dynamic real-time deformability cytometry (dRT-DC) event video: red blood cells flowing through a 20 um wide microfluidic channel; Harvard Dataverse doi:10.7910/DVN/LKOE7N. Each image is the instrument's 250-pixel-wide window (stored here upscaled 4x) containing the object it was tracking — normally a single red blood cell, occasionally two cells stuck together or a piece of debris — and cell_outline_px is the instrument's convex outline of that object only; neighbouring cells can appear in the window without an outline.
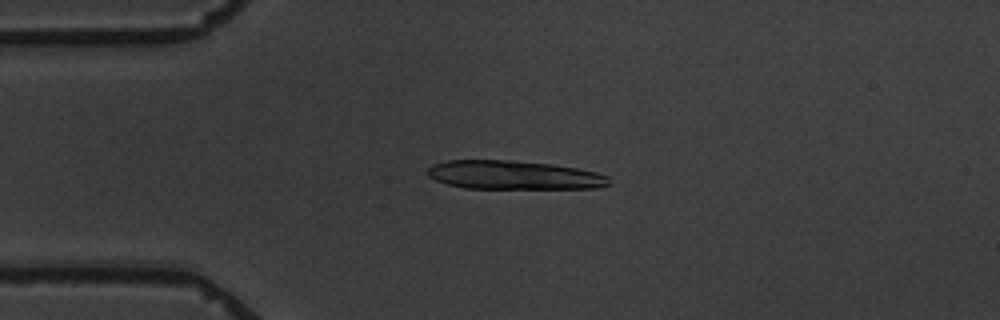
{"species": "common noctule bat (a hibernating species)", "species_latin": "Nyctalus noctula", "temperature_condition": "warm", "stored_images_in_passage": 6, "camera_frame_rate_fps": 3000, "um_per_image_px": 0.085, "animal": {"sex": "male", "body_mass_g": 19.5, "forearm_length_mm": 54.6}, "frame": {"image": 1, "passage_image": 4, "time_ms": 3.333, "image_size_px": [1000, 320], "cell_outline_px": [[612, 184], [600, 188], [464, 188], [448, 184], [436, 180], [428, 176], [428, 168], [432, 164], [448, 160], [512, 160], [552, 164], [576, 168], [596, 172], [608, 176]], "centroid_in_image_um": [43.7, 14.88], "position_along_channel_um": 41.3, "area_um2": 30.46}}